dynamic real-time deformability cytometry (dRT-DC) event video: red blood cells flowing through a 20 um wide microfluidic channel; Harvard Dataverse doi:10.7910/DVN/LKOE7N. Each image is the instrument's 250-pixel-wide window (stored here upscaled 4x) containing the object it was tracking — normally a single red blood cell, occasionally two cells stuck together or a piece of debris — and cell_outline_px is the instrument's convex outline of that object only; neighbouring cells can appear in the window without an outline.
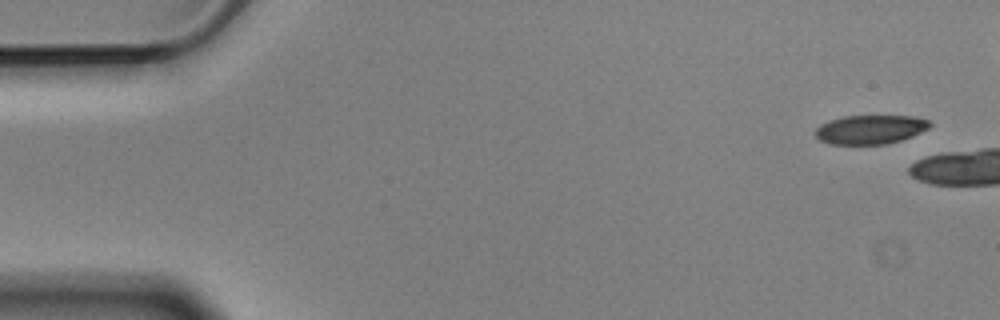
{"species": "Egyptian fruit bat (a non-hibernating species)", "species_latin": "Rousettus aegyptiacus", "temperature_condition": "cold", "stored_images_in_passage": 5, "camera_frame_rate_fps": 3000, "um_per_image_px": 0.085, "animal": {"sex": "male"}, "frame": {"image": 1, "passage_image": 1, "time_ms": 0.0, "image_size_px": [1000, 320], "cell_outline_px": [[932, 124], [928, 128], [912, 136], [888, 144], [828, 144], [820, 140], [812, 132], [820, 124], [828, 120], [844, 116], [916, 116], [928, 120]], "centroid_in_image_um": [73.93, 11.0], "position_along_channel_um": 11.1, "area_um2": 19.48}}